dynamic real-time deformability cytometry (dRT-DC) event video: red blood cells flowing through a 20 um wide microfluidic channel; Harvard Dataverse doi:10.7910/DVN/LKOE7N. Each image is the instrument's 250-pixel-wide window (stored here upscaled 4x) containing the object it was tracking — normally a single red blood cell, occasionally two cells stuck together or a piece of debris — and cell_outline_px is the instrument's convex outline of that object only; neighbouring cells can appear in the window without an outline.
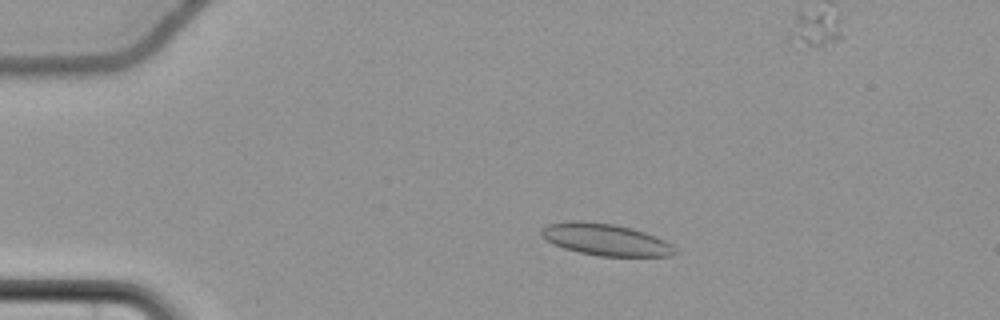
{"species": "common noctule bat (a hibernating species)", "species_latin": "Nyctalus noctula", "temperature_condition": "cold", "stored_images_in_passage": 60, "segment_of_instrument_passage": [1, 2], "camera_frame_rate_fps": 3000, "um_per_image_px": 0.085, "animal": {"sex": "female", "body_mass_g": 22.7, "forearm_length_mm": 54.2}, "frame": {"image": 1, "passage_image": 14, "time_ms": 4.333, "image_size_px": [1000, 320], "cell_outline_px": [[680, 252], [672, 256], [600, 256], [580, 252], [564, 248], [548, 240], [540, 232], [540, 228], [548, 224], [568, 220], [580, 220], [616, 224], [632, 228], [644, 232], [664, 240], [672, 244]], "centroid_in_image_um": [51.51, 20.35], "position_along_channel_um": 33.5, "area_um2": 24.85}}
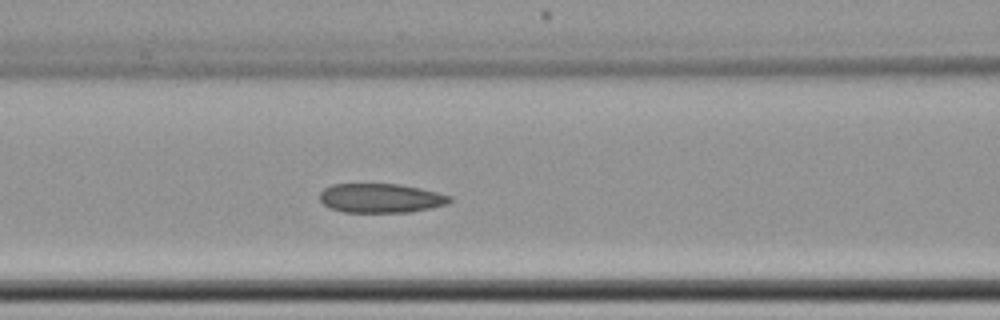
{"frame": {"image": 2, "passage_image": 27, "time_ms": 8.667, "image_size_px": [1000, 320], "cell_outline_px": [[452, 200], [448, 204], [408, 212], [344, 212], [332, 208], [324, 204], [320, 200], [320, 192], [324, 188], [332, 184], [400, 184], [420, 188], [452, 196]], "centroid_in_image_um": [32.37, 16.83], "position_along_channel_um": 134.2, "area_um2": 22.02}}
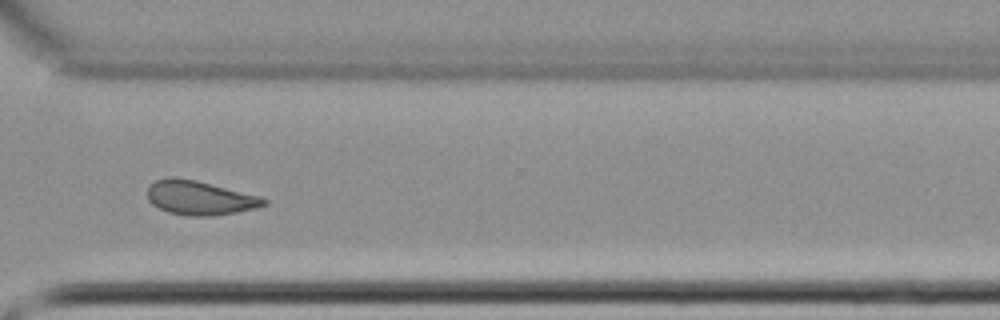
{"frame": {"image": 3, "passage_image": 45, "time_ms": 14.667, "image_size_px": [1000, 320], "cell_outline_px": [[268, 204], [256, 208], [236, 212], [212, 216], [188, 216], [168, 212], [152, 204], [148, 200], [148, 188], [156, 180], [172, 176], [196, 180], [260, 196], [268, 200]], "centroid_in_image_um": [16.99, 16.82], "position_along_channel_um": 353.6, "area_um2": 23.12}}